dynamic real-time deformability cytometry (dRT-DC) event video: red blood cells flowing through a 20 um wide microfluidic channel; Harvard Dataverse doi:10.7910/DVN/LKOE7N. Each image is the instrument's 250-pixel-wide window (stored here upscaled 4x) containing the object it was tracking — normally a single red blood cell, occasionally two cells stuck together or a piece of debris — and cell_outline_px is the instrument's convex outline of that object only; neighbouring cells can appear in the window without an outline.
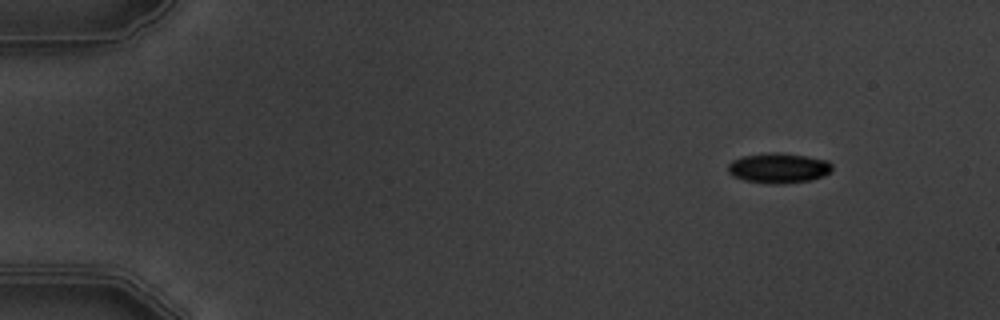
{"species": "common noctule bat (a hibernating species)", "species_latin": "Nyctalus noctula", "temperature_condition": "warm", "stored_images_in_passage": 14, "camera_frame_rate_fps": 3000, "um_per_image_px": 0.085, "animal": {"sex": "male", "body_mass_g": 19.5, "forearm_length_mm": 54.6}, "frame": {"image": 1, "passage_image": 1, "time_ms": 0.0, "image_size_px": [1000, 320], "cell_outline_px": [[832, 168], [824, 176], [812, 180], [780, 184], [772, 184], [744, 180], [732, 176], [728, 172], [728, 164], [732, 160], [740, 156], [772, 152], [804, 156], [828, 160], [832, 164]], "centroid_in_image_um": [66.15, 14.29], "position_along_channel_um": 18.8, "area_um2": 18.26}}
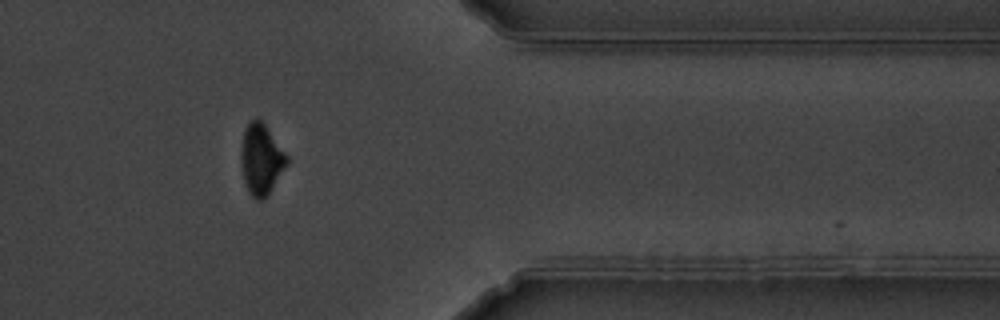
{"frame": {"image": 2, "passage_image": 12, "time_ms": 13.333, "image_size_px": [1000, 320], "cell_outline_px": [[288, 164], [268, 196], [264, 200], [256, 200], [248, 192], [244, 180], [240, 160], [240, 152], [244, 128], [256, 116], [264, 124], [288, 156]], "centroid_in_image_um": [22.19, 13.57], "position_along_channel_um": 389.2, "area_um2": 19.07}}
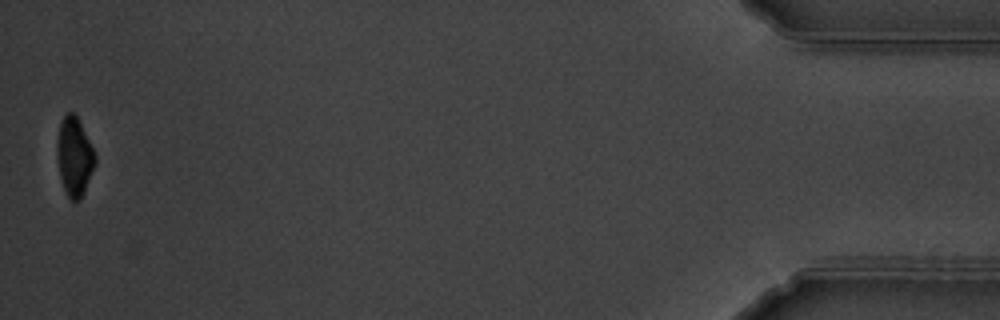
{"frame": {"image": 3, "passage_image": 14, "time_ms": 16.333, "image_size_px": [1000, 320], "cell_outline_px": [[96, 164], [84, 192], [80, 200], [72, 200], [68, 196], [64, 188], [60, 176], [56, 156], [56, 144], [60, 124], [64, 116], [68, 112], [72, 112], [76, 116], [96, 156]], "centroid_in_image_um": [6.31, 13.34], "position_along_channel_um": 428.9, "area_um2": 17.17}, "authors_computed_cell_mechanics": {"area_um2": 19.1318, "velocity_mm_per_s": 3.7086, "shape_relaxation_time_tau1_ms": 3.9656, "shape_relaxation_time_tau2_ms": 1.857, "deformation_change_tau1": 0.1312, "deformation_change_tau2": 0.0389}}